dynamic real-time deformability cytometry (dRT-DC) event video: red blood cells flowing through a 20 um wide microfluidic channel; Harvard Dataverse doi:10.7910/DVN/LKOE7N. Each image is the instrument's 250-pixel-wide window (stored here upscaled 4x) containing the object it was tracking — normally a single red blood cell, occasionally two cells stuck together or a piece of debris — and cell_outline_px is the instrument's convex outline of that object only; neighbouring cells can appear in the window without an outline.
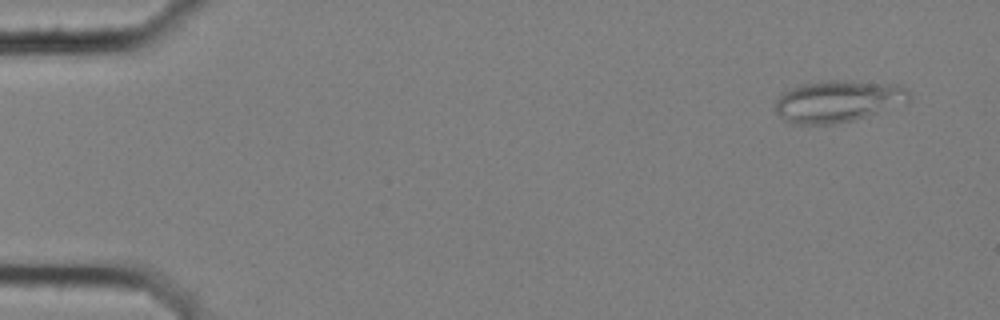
{"species": "common noctule bat (a hibernating species)", "species_latin": "Nyctalus noctula", "temperature_condition": "cold", "stored_images_in_passage": 57, "camera_frame_rate_fps": 3000, "um_per_image_px": 0.085, "animal": {"sex": "female", "body_mass_g": 25.1}, "frame": {"image": 1, "passage_image": 4, "time_ms": 1.0, "image_size_px": [1000, 320], "cell_outline_px": [[912, 96], [908, 100], [864, 116], [852, 120], [832, 124], [796, 124], [784, 120], [776, 112], [776, 100], [780, 92], [804, 84], [828, 80], [852, 80], [896, 84], [904, 88]], "centroid_in_image_um": [71.15, 8.58], "position_along_channel_um": 13.8, "area_um2": 32.08}}
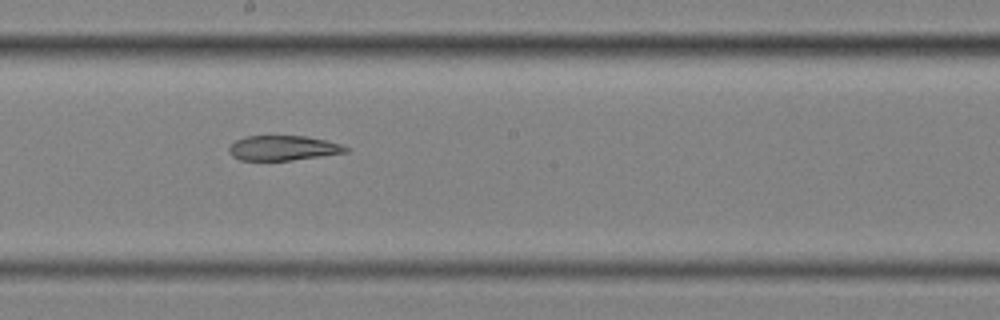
{"frame": {"image": 2, "passage_image": 32, "time_ms": 10.333, "image_size_px": [1000, 320], "cell_outline_px": [[352, 148], [348, 152], [292, 160], [240, 160], [232, 156], [228, 152], [228, 148], [236, 140], [244, 136], [304, 136], [324, 140], [340, 144]], "centroid_in_image_um": [24.06, 12.58], "position_along_channel_um": 224.1, "area_um2": 16.88}}
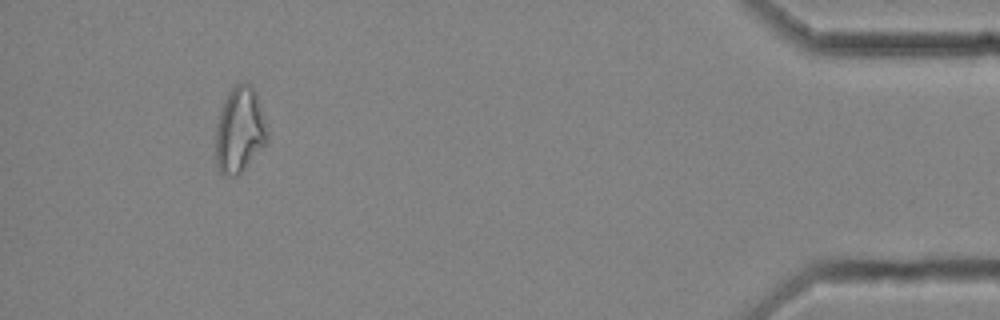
{"frame": {"image": 3, "passage_image": 53, "time_ms": 17.333, "image_size_px": [1000, 320], "cell_outline_px": [[268, 144], [236, 176], [224, 176], [216, 168], [216, 124], [224, 100], [228, 92], [236, 84], [252, 84], [256, 92], [268, 128]], "centroid_in_image_um": [20.39, 11.08], "position_along_channel_um": 414.8, "area_um2": 26.07}, "authors_computed_cell_mechanics": {"area_um2": 22.8888, "velocity_mm_per_s": 3.5844, "shape_relaxation_time_tau1_ms": null, "shape_relaxation_time_tau2_ms": 8.375, "deformation_change_tau1": null, "deformation_change_tau2": 0.173}}